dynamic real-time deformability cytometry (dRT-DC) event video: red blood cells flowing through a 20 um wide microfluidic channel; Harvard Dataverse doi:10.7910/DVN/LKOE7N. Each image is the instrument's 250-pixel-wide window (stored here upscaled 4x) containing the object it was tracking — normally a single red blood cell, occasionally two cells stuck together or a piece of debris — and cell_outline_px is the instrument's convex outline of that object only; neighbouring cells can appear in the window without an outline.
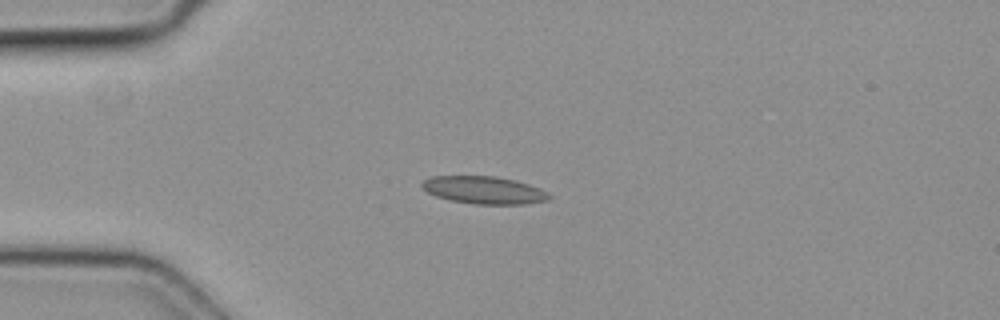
{"species": "common noctule bat (a hibernating species)", "species_latin": "Nyctalus noctula", "temperature_condition": "cold", "stored_images_in_passage": 5, "camera_frame_rate_fps": 3000, "um_per_image_px": 0.085, "animal": {"sex": "female", "body_mass_g": 19.3, "forearm_length_mm": 54.1}, "frame": {"image": 1, "passage_image": 3, "time_ms": 0.667, "image_size_px": [1000, 320], "cell_outline_px": [[552, 196], [548, 200], [528, 204], [472, 204], [452, 200], [436, 196], [428, 192], [420, 184], [424, 180], [432, 176], [496, 176], [516, 180], [540, 188]], "centroid_in_image_um": [41.17, 16.15], "position_along_channel_um": 43.8, "area_um2": 20.4}}
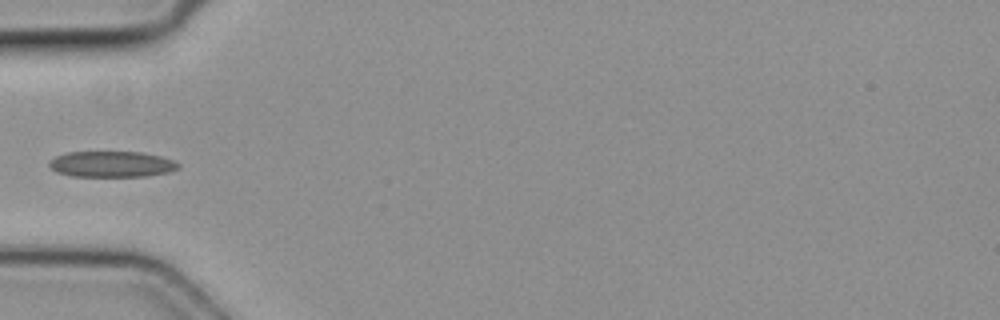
{"frame": {"image": 2, "passage_image": 4, "time_ms": 1.0, "image_size_px": [1000, 320], "cell_outline_px": [[180, 168], [168, 172], [148, 176], [72, 176], [56, 172], [48, 164], [56, 156], [68, 152], [140, 152], [160, 156], [172, 160], [180, 164]], "centroid_in_image_um": [9.51, 13.95], "position_along_channel_um": 75.5, "area_um2": 19.36}}
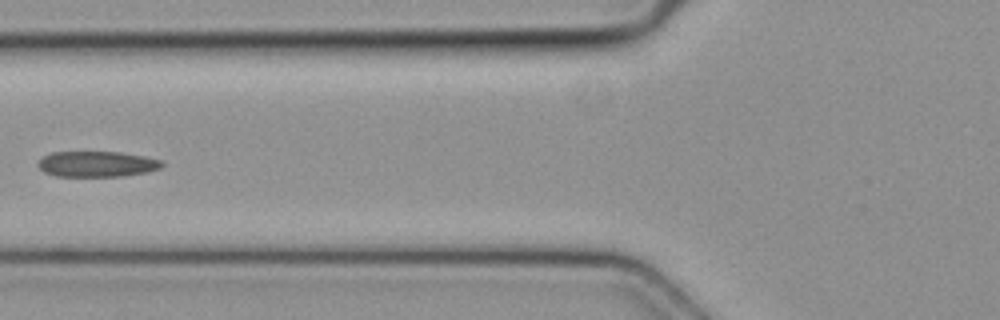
{"frame": {"image": 3, "passage_image": 5, "time_ms": 1.333, "image_size_px": [1000, 320], "cell_outline_px": [[164, 164], [160, 168], [148, 172], [124, 176], [56, 176], [44, 172], [36, 164], [44, 156], [52, 152], [120, 152], [144, 156], [164, 160]], "centroid_in_image_um": [8.28, 13.94], "position_along_channel_um": 117.5, "area_um2": 18.61}}